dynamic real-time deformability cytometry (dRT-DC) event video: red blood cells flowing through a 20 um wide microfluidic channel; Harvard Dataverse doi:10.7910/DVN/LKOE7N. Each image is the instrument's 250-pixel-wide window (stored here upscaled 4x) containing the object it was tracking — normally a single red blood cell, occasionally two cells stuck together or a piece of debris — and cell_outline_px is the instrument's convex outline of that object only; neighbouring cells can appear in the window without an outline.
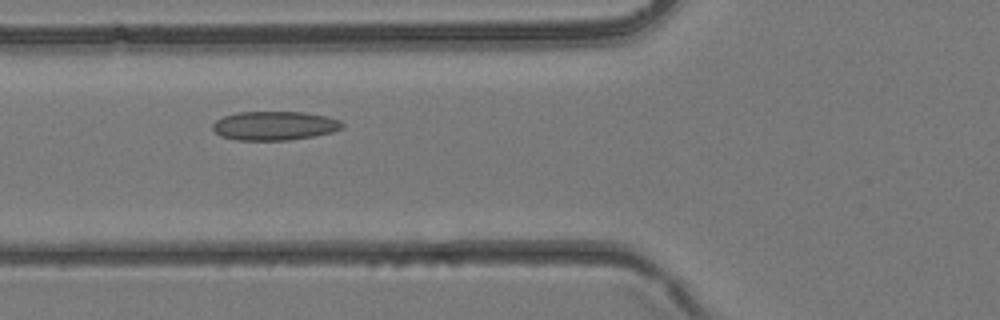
{"species": "common noctule bat (a hibernating species)", "species_latin": "Nyctalus noctula", "temperature_condition": "room temperature", "stored_images_in_passage": 17, "camera_frame_rate_fps": 3000, "um_per_image_px": 0.085, "animal": {"sex": "female", "body_mass_g": 24.6, "forearm_length_mm": 56.2}, "frame": {"image": 1, "passage_image": 3, "time_ms": 0.667, "image_size_px": [1000, 320], "cell_outline_px": [[344, 128], [332, 132], [316, 136], [288, 140], [236, 140], [220, 136], [212, 128], [212, 124], [216, 120], [224, 116], [236, 112], [304, 112], [328, 116], [340, 120], [344, 124]], "centroid_in_image_um": [23.36, 10.68], "position_along_channel_um": 102.4, "area_um2": 22.08}}